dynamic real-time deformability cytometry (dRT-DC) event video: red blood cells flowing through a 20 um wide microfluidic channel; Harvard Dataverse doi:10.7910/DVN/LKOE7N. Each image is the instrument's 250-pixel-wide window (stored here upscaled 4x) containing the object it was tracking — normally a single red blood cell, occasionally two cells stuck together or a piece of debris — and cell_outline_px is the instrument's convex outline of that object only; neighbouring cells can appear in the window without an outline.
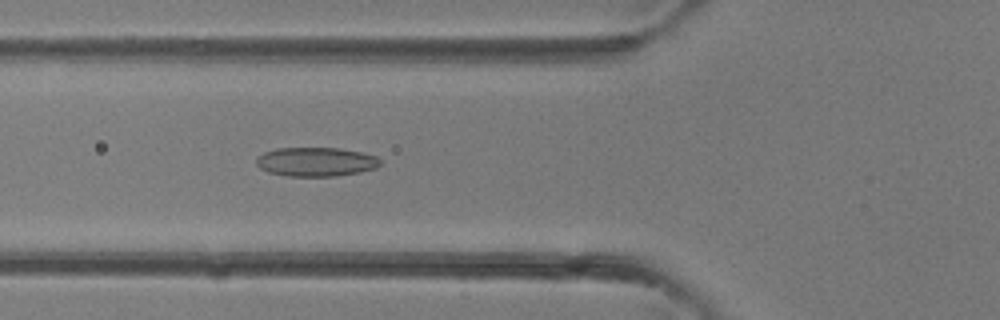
{"species": "common noctule bat (a hibernating species)", "species_latin": "Nyctalus noctula", "temperature_condition": "room temperature", "stored_images_in_passage": 37, "camera_frame_rate_fps": 3000, "um_per_image_px": 0.085, "animal": {"sex": "female"}, "frame": {"image": 1, "passage_image": 12, "time_ms": 3.667, "image_size_px": [1000, 320], "cell_outline_px": [[380, 164], [376, 168], [360, 172], [336, 176], [288, 176], [268, 172], [260, 168], [256, 164], [256, 156], [264, 152], [276, 148], [340, 148], [364, 152], [376, 156], [380, 160]], "centroid_in_image_um": [26.85, 13.75], "position_along_channel_um": 98.9, "area_um2": 21.15}}
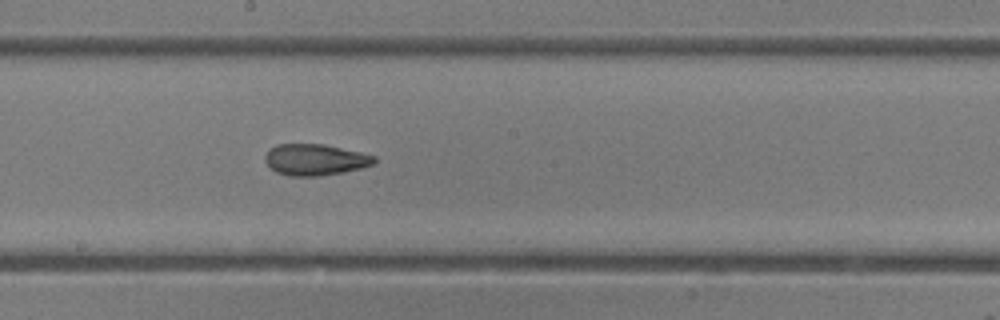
{"frame": {"image": 2, "passage_image": 19, "time_ms": 6.0, "image_size_px": [1000, 320], "cell_outline_px": [[376, 164], [344, 172], [320, 176], [288, 176], [276, 172], [264, 160], [264, 156], [276, 144], [324, 144], [360, 152], [376, 156]], "centroid_in_image_um": [26.81, 13.58], "position_along_channel_um": 221.4, "area_um2": 19.94}}
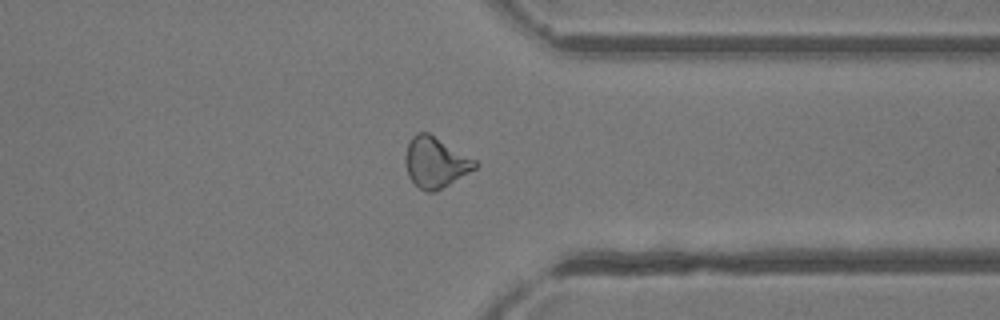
{"frame": {"image": 3, "passage_image": 28, "time_ms": 9.0, "image_size_px": [1000, 320], "cell_outline_px": [[480, 164], [476, 168], [436, 192], [428, 192], [420, 188], [408, 176], [404, 160], [404, 156], [408, 144], [412, 136], [416, 132], [428, 132], [476, 160]], "centroid_in_image_um": [37.0, 13.79], "position_along_channel_um": 374.4, "area_um2": 20.52}}